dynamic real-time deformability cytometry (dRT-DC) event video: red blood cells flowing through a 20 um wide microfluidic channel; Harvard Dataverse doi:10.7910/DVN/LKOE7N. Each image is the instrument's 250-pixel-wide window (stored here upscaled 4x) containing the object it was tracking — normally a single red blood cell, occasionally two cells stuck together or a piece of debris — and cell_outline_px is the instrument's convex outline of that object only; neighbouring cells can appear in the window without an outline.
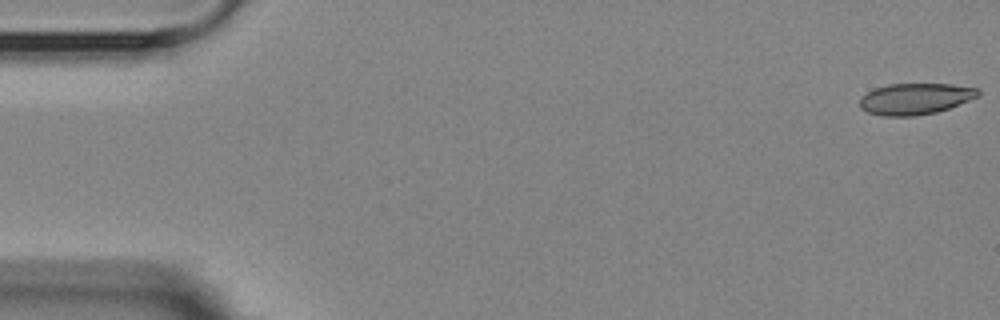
{"species": "Egyptian fruit bat (a non-hibernating species)", "species_latin": "Rousettus aegyptiacus", "temperature_condition": "room temperature", "stored_images_in_passage": 6, "camera_frame_rate_fps": 3000, "um_per_image_px": 0.085, "animal": {"sex": "female"}, "frame": {"image": 1, "passage_image": 1, "time_ms": 0.0, "image_size_px": [1000, 320], "cell_outline_px": [[980, 96], [948, 108], [936, 112], [916, 116], [884, 116], [868, 112], [860, 108], [860, 96], [876, 88], [888, 84], [952, 84], [980, 88]], "centroid_in_image_um": [77.81, 8.39], "position_along_channel_um": 7.2, "area_um2": 21.62}}